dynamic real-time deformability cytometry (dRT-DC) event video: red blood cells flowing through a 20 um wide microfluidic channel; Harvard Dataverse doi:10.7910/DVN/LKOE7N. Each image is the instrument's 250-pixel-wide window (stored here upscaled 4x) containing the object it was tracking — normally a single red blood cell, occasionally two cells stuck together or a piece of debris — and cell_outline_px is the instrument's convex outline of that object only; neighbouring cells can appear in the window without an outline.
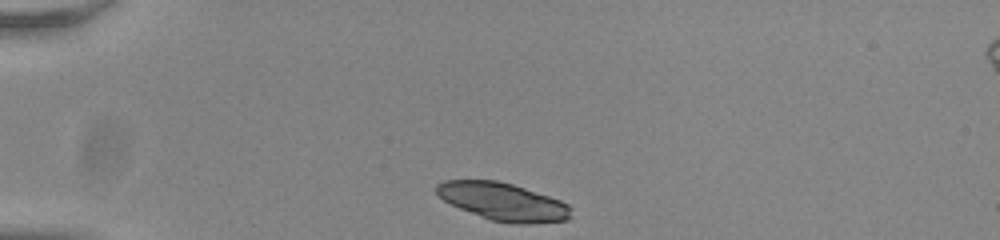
{"species": "common noctule bat (a hibernating species)", "species_latin": "Nyctalus noctula", "temperature_condition": "room temperature", "stored_images_in_passage": 37, "camera_frame_rate_fps": 3000, "um_per_image_px": 0.085, "animal": {"sex": "male", "body_mass_g": 20.0, "forearm_length_mm": 53.3}, "frame": {"image": 1, "passage_image": 1, "time_ms": 0.0, "image_size_px": [1000, 240], "cell_outline_px": [[572, 208], [568, 220], [536, 224], [512, 224], [492, 220], [460, 208], [444, 200], [436, 192], [436, 184], [444, 180], [496, 180], [512, 184], [560, 200], [568, 204]], "centroid_in_image_um": [42.78, 17.15], "position_along_channel_um": 42.2, "area_um2": 29.42}}